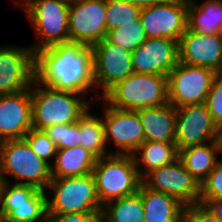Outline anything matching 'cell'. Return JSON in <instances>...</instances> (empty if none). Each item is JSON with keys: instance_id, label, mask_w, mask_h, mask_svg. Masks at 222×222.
<instances>
[{"instance_id": "obj_1", "label": "cell", "mask_w": 222, "mask_h": 222, "mask_svg": "<svg viewBox=\"0 0 222 222\" xmlns=\"http://www.w3.org/2000/svg\"><path fill=\"white\" fill-rule=\"evenodd\" d=\"M92 45L67 42L34 52L35 82L58 91L85 95L97 90Z\"/></svg>"}, {"instance_id": "obj_2", "label": "cell", "mask_w": 222, "mask_h": 222, "mask_svg": "<svg viewBox=\"0 0 222 222\" xmlns=\"http://www.w3.org/2000/svg\"><path fill=\"white\" fill-rule=\"evenodd\" d=\"M30 92L32 128L35 130L75 123L90 109L89 101L82 94L58 91L42 84L40 86L35 81Z\"/></svg>"}, {"instance_id": "obj_3", "label": "cell", "mask_w": 222, "mask_h": 222, "mask_svg": "<svg viewBox=\"0 0 222 222\" xmlns=\"http://www.w3.org/2000/svg\"><path fill=\"white\" fill-rule=\"evenodd\" d=\"M113 108L137 111L168 103L167 76L133 72L102 98Z\"/></svg>"}, {"instance_id": "obj_4", "label": "cell", "mask_w": 222, "mask_h": 222, "mask_svg": "<svg viewBox=\"0 0 222 222\" xmlns=\"http://www.w3.org/2000/svg\"><path fill=\"white\" fill-rule=\"evenodd\" d=\"M0 174L2 181L6 182L5 176L9 175L16 179V184L44 191L52 179L51 166L32 151L24 138L0 142Z\"/></svg>"}, {"instance_id": "obj_5", "label": "cell", "mask_w": 222, "mask_h": 222, "mask_svg": "<svg viewBox=\"0 0 222 222\" xmlns=\"http://www.w3.org/2000/svg\"><path fill=\"white\" fill-rule=\"evenodd\" d=\"M92 175L102 205L137 193L142 183L132 155L110 154L98 158Z\"/></svg>"}, {"instance_id": "obj_6", "label": "cell", "mask_w": 222, "mask_h": 222, "mask_svg": "<svg viewBox=\"0 0 222 222\" xmlns=\"http://www.w3.org/2000/svg\"><path fill=\"white\" fill-rule=\"evenodd\" d=\"M53 190L47 197V214L101 213L92 173L81 177L52 178L47 187Z\"/></svg>"}, {"instance_id": "obj_7", "label": "cell", "mask_w": 222, "mask_h": 222, "mask_svg": "<svg viewBox=\"0 0 222 222\" xmlns=\"http://www.w3.org/2000/svg\"><path fill=\"white\" fill-rule=\"evenodd\" d=\"M46 191L26 184L2 181L0 188V222H46Z\"/></svg>"}, {"instance_id": "obj_8", "label": "cell", "mask_w": 222, "mask_h": 222, "mask_svg": "<svg viewBox=\"0 0 222 222\" xmlns=\"http://www.w3.org/2000/svg\"><path fill=\"white\" fill-rule=\"evenodd\" d=\"M40 41L33 52L69 42V5L58 0H28L26 12Z\"/></svg>"}, {"instance_id": "obj_9", "label": "cell", "mask_w": 222, "mask_h": 222, "mask_svg": "<svg viewBox=\"0 0 222 222\" xmlns=\"http://www.w3.org/2000/svg\"><path fill=\"white\" fill-rule=\"evenodd\" d=\"M217 75L212 69L178 62L167 75L168 103L175 108L205 103Z\"/></svg>"}, {"instance_id": "obj_10", "label": "cell", "mask_w": 222, "mask_h": 222, "mask_svg": "<svg viewBox=\"0 0 222 222\" xmlns=\"http://www.w3.org/2000/svg\"><path fill=\"white\" fill-rule=\"evenodd\" d=\"M189 0H166L141 8L140 20L147 38L179 41L188 29Z\"/></svg>"}, {"instance_id": "obj_11", "label": "cell", "mask_w": 222, "mask_h": 222, "mask_svg": "<svg viewBox=\"0 0 222 222\" xmlns=\"http://www.w3.org/2000/svg\"><path fill=\"white\" fill-rule=\"evenodd\" d=\"M94 81L102 89L101 98L118 82L126 79L133 71L132 52L112 44L106 38L92 45Z\"/></svg>"}, {"instance_id": "obj_12", "label": "cell", "mask_w": 222, "mask_h": 222, "mask_svg": "<svg viewBox=\"0 0 222 222\" xmlns=\"http://www.w3.org/2000/svg\"><path fill=\"white\" fill-rule=\"evenodd\" d=\"M142 183L151 190L177 198L185 206L199 205L200 183L186 170L179 158L149 172Z\"/></svg>"}, {"instance_id": "obj_13", "label": "cell", "mask_w": 222, "mask_h": 222, "mask_svg": "<svg viewBox=\"0 0 222 222\" xmlns=\"http://www.w3.org/2000/svg\"><path fill=\"white\" fill-rule=\"evenodd\" d=\"M107 0H77L69 5V42L93 45L107 36Z\"/></svg>"}, {"instance_id": "obj_14", "label": "cell", "mask_w": 222, "mask_h": 222, "mask_svg": "<svg viewBox=\"0 0 222 222\" xmlns=\"http://www.w3.org/2000/svg\"><path fill=\"white\" fill-rule=\"evenodd\" d=\"M102 120L105 141L113 142L117 151L112 154L132 155L145 142L144 129L137 111L113 108L104 101ZM122 149V150H121Z\"/></svg>"}, {"instance_id": "obj_15", "label": "cell", "mask_w": 222, "mask_h": 222, "mask_svg": "<svg viewBox=\"0 0 222 222\" xmlns=\"http://www.w3.org/2000/svg\"><path fill=\"white\" fill-rule=\"evenodd\" d=\"M176 113L175 144L178 150L220 140L221 130L205 103L178 107Z\"/></svg>"}, {"instance_id": "obj_16", "label": "cell", "mask_w": 222, "mask_h": 222, "mask_svg": "<svg viewBox=\"0 0 222 222\" xmlns=\"http://www.w3.org/2000/svg\"><path fill=\"white\" fill-rule=\"evenodd\" d=\"M35 81L34 52L31 47H0V95L29 89Z\"/></svg>"}, {"instance_id": "obj_17", "label": "cell", "mask_w": 222, "mask_h": 222, "mask_svg": "<svg viewBox=\"0 0 222 222\" xmlns=\"http://www.w3.org/2000/svg\"><path fill=\"white\" fill-rule=\"evenodd\" d=\"M178 61L222 74V33L201 34L187 29L178 41Z\"/></svg>"}, {"instance_id": "obj_18", "label": "cell", "mask_w": 222, "mask_h": 222, "mask_svg": "<svg viewBox=\"0 0 222 222\" xmlns=\"http://www.w3.org/2000/svg\"><path fill=\"white\" fill-rule=\"evenodd\" d=\"M133 71L167 76L178 64V41L147 38L132 53Z\"/></svg>"}, {"instance_id": "obj_19", "label": "cell", "mask_w": 222, "mask_h": 222, "mask_svg": "<svg viewBox=\"0 0 222 222\" xmlns=\"http://www.w3.org/2000/svg\"><path fill=\"white\" fill-rule=\"evenodd\" d=\"M32 129L30 88L0 95V142L23 139Z\"/></svg>"}, {"instance_id": "obj_20", "label": "cell", "mask_w": 222, "mask_h": 222, "mask_svg": "<svg viewBox=\"0 0 222 222\" xmlns=\"http://www.w3.org/2000/svg\"><path fill=\"white\" fill-rule=\"evenodd\" d=\"M145 133V141L175 143L176 108L166 103L137 110Z\"/></svg>"}, {"instance_id": "obj_21", "label": "cell", "mask_w": 222, "mask_h": 222, "mask_svg": "<svg viewBox=\"0 0 222 222\" xmlns=\"http://www.w3.org/2000/svg\"><path fill=\"white\" fill-rule=\"evenodd\" d=\"M139 192L144 207V222H183L185 205L177 198L151 190L143 183Z\"/></svg>"}, {"instance_id": "obj_22", "label": "cell", "mask_w": 222, "mask_h": 222, "mask_svg": "<svg viewBox=\"0 0 222 222\" xmlns=\"http://www.w3.org/2000/svg\"><path fill=\"white\" fill-rule=\"evenodd\" d=\"M220 152L222 154V143L221 140H216L184 147L178 150V158L186 170L201 184L215 168Z\"/></svg>"}, {"instance_id": "obj_23", "label": "cell", "mask_w": 222, "mask_h": 222, "mask_svg": "<svg viewBox=\"0 0 222 222\" xmlns=\"http://www.w3.org/2000/svg\"><path fill=\"white\" fill-rule=\"evenodd\" d=\"M97 158L82 146L57 149L54 164L51 165L52 178L81 177L92 173Z\"/></svg>"}, {"instance_id": "obj_24", "label": "cell", "mask_w": 222, "mask_h": 222, "mask_svg": "<svg viewBox=\"0 0 222 222\" xmlns=\"http://www.w3.org/2000/svg\"><path fill=\"white\" fill-rule=\"evenodd\" d=\"M132 156L138 174L140 178L143 179L152 170L170 164L176 160L178 158V149L175 143L145 141Z\"/></svg>"}, {"instance_id": "obj_25", "label": "cell", "mask_w": 222, "mask_h": 222, "mask_svg": "<svg viewBox=\"0 0 222 222\" xmlns=\"http://www.w3.org/2000/svg\"><path fill=\"white\" fill-rule=\"evenodd\" d=\"M188 29L201 34L222 33V0L188 3Z\"/></svg>"}, {"instance_id": "obj_26", "label": "cell", "mask_w": 222, "mask_h": 222, "mask_svg": "<svg viewBox=\"0 0 222 222\" xmlns=\"http://www.w3.org/2000/svg\"><path fill=\"white\" fill-rule=\"evenodd\" d=\"M102 222H144L141 194L111 200L102 206Z\"/></svg>"}, {"instance_id": "obj_27", "label": "cell", "mask_w": 222, "mask_h": 222, "mask_svg": "<svg viewBox=\"0 0 222 222\" xmlns=\"http://www.w3.org/2000/svg\"><path fill=\"white\" fill-rule=\"evenodd\" d=\"M80 123V146L86 148L97 159L110 155L105 141V129L102 118L88 111L78 120ZM108 154H107V153Z\"/></svg>"}, {"instance_id": "obj_28", "label": "cell", "mask_w": 222, "mask_h": 222, "mask_svg": "<svg viewBox=\"0 0 222 222\" xmlns=\"http://www.w3.org/2000/svg\"><path fill=\"white\" fill-rule=\"evenodd\" d=\"M106 39L112 44H117L118 46L133 52L147 39V35L140 17H138L132 21V23L122 24L107 32Z\"/></svg>"}, {"instance_id": "obj_29", "label": "cell", "mask_w": 222, "mask_h": 222, "mask_svg": "<svg viewBox=\"0 0 222 222\" xmlns=\"http://www.w3.org/2000/svg\"><path fill=\"white\" fill-rule=\"evenodd\" d=\"M141 8L124 0H107V32L122 24L132 23L140 16Z\"/></svg>"}, {"instance_id": "obj_30", "label": "cell", "mask_w": 222, "mask_h": 222, "mask_svg": "<svg viewBox=\"0 0 222 222\" xmlns=\"http://www.w3.org/2000/svg\"><path fill=\"white\" fill-rule=\"evenodd\" d=\"M43 132L57 146V149L80 146V123L54 125L47 127Z\"/></svg>"}, {"instance_id": "obj_31", "label": "cell", "mask_w": 222, "mask_h": 222, "mask_svg": "<svg viewBox=\"0 0 222 222\" xmlns=\"http://www.w3.org/2000/svg\"><path fill=\"white\" fill-rule=\"evenodd\" d=\"M32 151L50 166V158L55 157L57 146L49 139V137L41 130L30 129L24 136Z\"/></svg>"}, {"instance_id": "obj_32", "label": "cell", "mask_w": 222, "mask_h": 222, "mask_svg": "<svg viewBox=\"0 0 222 222\" xmlns=\"http://www.w3.org/2000/svg\"><path fill=\"white\" fill-rule=\"evenodd\" d=\"M205 104L214 123L222 130V74H218L214 78Z\"/></svg>"}, {"instance_id": "obj_33", "label": "cell", "mask_w": 222, "mask_h": 222, "mask_svg": "<svg viewBox=\"0 0 222 222\" xmlns=\"http://www.w3.org/2000/svg\"><path fill=\"white\" fill-rule=\"evenodd\" d=\"M222 198V160L216 163L215 168L200 184V199Z\"/></svg>"}, {"instance_id": "obj_34", "label": "cell", "mask_w": 222, "mask_h": 222, "mask_svg": "<svg viewBox=\"0 0 222 222\" xmlns=\"http://www.w3.org/2000/svg\"><path fill=\"white\" fill-rule=\"evenodd\" d=\"M183 222H221L202 205L185 206Z\"/></svg>"}, {"instance_id": "obj_35", "label": "cell", "mask_w": 222, "mask_h": 222, "mask_svg": "<svg viewBox=\"0 0 222 222\" xmlns=\"http://www.w3.org/2000/svg\"><path fill=\"white\" fill-rule=\"evenodd\" d=\"M50 222H102L101 213L48 214Z\"/></svg>"}, {"instance_id": "obj_36", "label": "cell", "mask_w": 222, "mask_h": 222, "mask_svg": "<svg viewBox=\"0 0 222 222\" xmlns=\"http://www.w3.org/2000/svg\"><path fill=\"white\" fill-rule=\"evenodd\" d=\"M199 205L204 206L216 219L222 222V198L200 199Z\"/></svg>"}, {"instance_id": "obj_37", "label": "cell", "mask_w": 222, "mask_h": 222, "mask_svg": "<svg viewBox=\"0 0 222 222\" xmlns=\"http://www.w3.org/2000/svg\"><path fill=\"white\" fill-rule=\"evenodd\" d=\"M133 5L139 6L140 8L153 6L155 4L162 3L166 0H124Z\"/></svg>"}, {"instance_id": "obj_38", "label": "cell", "mask_w": 222, "mask_h": 222, "mask_svg": "<svg viewBox=\"0 0 222 222\" xmlns=\"http://www.w3.org/2000/svg\"><path fill=\"white\" fill-rule=\"evenodd\" d=\"M21 5V7L23 8V10L25 11V13L27 12L28 10V0H23L21 1L20 3H18Z\"/></svg>"}, {"instance_id": "obj_39", "label": "cell", "mask_w": 222, "mask_h": 222, "mask_svg": "<svg viewBox=\"0 0 222 222\" xmlns=\"http://www.w3.org/2000/svg\"><path fill=\"white\" fill-rule=\"evenodd\" d=\"M58 1H61V2H64L68 5L72 4V3H75L77 0H58Z\"/></svg>"}, {"instance_id": "obj_40", "label": "cell", "mask_w": 222, "mask_h": 222, "mask_svg": "<svg viewBox=\"0 0 222 222\" xmlns=\"http://www.w3.org/2000/svg\"><path fill=\"white\" fill-rule=\"evenodd\" d=\"M1 184H2V178H1V174H0V188H1Z\"/></svg>"}, {"instance_id": "obj_41", "label": "cell", "mask_w": 222, "mask_h": 222, "mask_svg": "<svg viewBox=\"0 0 222 222\" xmlns=\"http://www.w3.org/2000/svg\"><path fill=\"white\" fill-rule=\"evenodd\" d=\"M221 143H222V130H221V137H220Z\"/></svg>"}]
</instances>
